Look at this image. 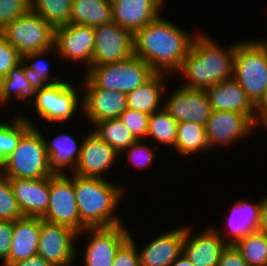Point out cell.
I'll use <instances>...</instances> for the list:
<instances>
[{
	"label": "cell",
	"mask_w": 267,
	"mask_h": 266,
	"mask_svg": "<svg viewBox=\"0 0 267 266\" xmlns=\"http://www.w3.org/2000/svg\"><path fill=\"white\" fill-rule=\"evenodd\" d=\"M40 234V217H22L13 221L11 250L2 266L37 255Z\"/></svg>",
	"instance_id": "23"
},
{
	"label": "cell",
	"mask_w": 267,
	"mask_h": 266,
	"mask_svg": "<svg viewBox=\"0 0 267 266\" xmlns=\"http://www.w3.org/2000/svg\"><path fill=\"white\" fill-rule=\"evenodd\" d=\"M73 187L81 232L85 228H107L123 224L120 216L113 214L124 191L120 186L109 183L105 178L73 174Z\"/></svg>",
	"instance_id": "3"
},
{
	"label": "cell",
	"mask_w": 267,
	"mask_h": 266,
	"mask_svg": "<svg viewBox=\"0 0 267 266\" xmlns=\"http://www.w3.org/2000/svg\"><path fill=\"white\" fill-rule=\"evenodd\" d=\"M51 50L53 51L54 47L49 50L31 52V53H28L22 56V61H25L27 59H28V62L30 59L37 60L33 64L30 63L31 65L24 64L25 76L29 80L31 86L34 88L35 91L41 90L47 85L57 84L62 81L58 79V77L49 76L50 75L49 73L50 71L48 67L49 65L43 60H41L42 59L41 56H44V54L46 55V53L48 52L50 53ZM37 58L38 59L40 58V59L38 60ZM52 78H53V81H52ZM47 81L49 82L47 83Z\"/></svg>",
	"instance_id": "35"
},
{
	"label": "cell",
	"mask_w": 267,
	"mask_h": 266,
	"mask_svg": "<svg viewBox=\"0 0 267 266\" xmlns=\"http://www.w3.org/2000/svg\"><path fill=\"white\" fill-rule=\"evenodd\" d=\"M165 101L163 108L177 123L195 122L207 125L212 108L206 90L179 87Z\"/></svg>",
	"instance_id": "13"
},
{
	"label": "cell",
	"mask_w": 267,
	"mask_h": 266,
	"mask_svg": "<svg viewBox=\"0 0 267 266\" xmlns=\"http://www.w3.org/2000/svg\"><path fill=\"white\" fill-rule=\"evenodd\" d=\"M212 110L236 111L247 115L256 124V105L233 79H227L206 89Z\"/></svg>",
	"instance_id": "21"
},
{
	"label": "cell",
	"mask_w": 267,
	"mask_h": 266,
	"mask_svg": "<svg viewBox=\"0 0 267 266\" xmlns=\"http://www.w3.org/2000/svg\"><path fill=\"white\" fill-rule=\"evenodd\" d=\"M261 124H262V125L264 126V128H266V130H267V119H265Z\"/></svg>",
	"instance_id": "49"
},
{
	"label": "cell",
	"mask_w": 267,
	"mask_h": 266,
	"mask_svg": "<svg viewBox=\"0 0 267 266\" xmlns=\"http://www.w3.org/2000/svg\"><path fill=\"white\" fill-rule=\"evenodd\" d=\"M185 228L163 232L139 251L141 266H170L182 254Z\"/></svg>",
	"instance_id": "22"
},
{
	"label": "cell",
	"mask_w": 267,
	"mask_h": 266,
	"mask_svg": "<svg viewBox=\"0 0 267 266\" xmlns=\"http://www.w3.org/2000/svg\"><path fill=\"white\" fill-rule=\"evenodd\" d=\"M265 119H267V88L263 97L256 104V125L262 123Z\"/></svg>",
	"instance_id": "45"
},
{
	"label": "cell",
	"mask_w": 267,
	"mask_h": 266,
	"mask_svg": "<svg viewBox=\"0 0 267 266\" xmlns=\"http://www.w3.org/2000/svg\"><path fill=\"white\" fill-rule=\"evenodd\" d=\"M94 125L96 128L93 133L113 147L119 155L136 141L120 118L106 119Z\"/></svg>",
	"instance_id": "29"
},
{
	"label": "cell",
	"mask_w": 267,
	"mask_h": 266,
	"mask_svg": "<svg viewBox=\"0 0 267 266\" xmlns=\"http://www.w3.org/2000/svg\"><path fill=\"white\" fill-rule=\"evenodd\" d=\"M232 78L256 105L267 88V41L237 43Z\"/></svg>",
	"instance_id": "5"
},
{
	"label": "cell",
	"mask_w": 267,
	"mask_h": 266,
	"mask_svg": "<svg viewBox=\"0 0 267 266\" xmlns=\"http://www.w3.org/2000/svg\"><path fill=\"white\" fill-rule=\"evenodd\" d=\"M84 96L80 99L83 115L91 123L119 116L128 108L127 94L121 91L106 90L97 86H83Z\"/></svg>",
	"instance_id": "16"
},
{
	"label": "cell",
	"mask_w": 267,
	"mask_h": 266,
	"mask_svg": "<svg viewBox=\"0 0 267 266\" xmlns=\"http://www.w3.org/2000/svg\"><path fill=\"white\" fill-rule=\"evenodd\" d=\"M2 86H3V79L0 78V105L2 103Z\"/></svg>",
	"instance_id": "48"
},
{
	"label": "cell",
	"mask_w": 267,
	"mask_h": 266,
	"mask_svg": "<svg viewBox=\"0 0 267 266\" xmlns=\"http://www.w3.org/2000/svg\"><path fill=\"white\" fill-rule=\"evenodd\" d=\"M12 117V124L0 123V164L16 149L21 137L34 126L24 115Z\"/></svg>",
	"instance_id": "32"
},
{
	"label": "cell",
	"mask_w": 267,
	"mask_h": 266,
	"mask_svg": "<svg viewBox=\"0 0 267 266\" xmlns=\"http://www.w3.org/2000/svg\"><path fill=\"white\" fill-rule=\"evenodd\" d=\"M13 235V222L0 220V260L3 264L7 261L11 250Z\"/></svg>",
	"instance_id": "42"
},
{
	"label": "cell",
	"mask_w": 267,
	"mask_h": 266,
	"mask_svg": "<svg viewBox=\"0 0 267 266\" xmlns=\"http://www.w3.org/2000/svg\"><path fill=\"white\" fill-rule=\"evenodd\" d=\"M22 217L9 178L0 173V220L13 222Z\"/></svg>",
	"instance_id": "36"
},
{
	"label": "cell",
	"mask_w": 267,
	"mask_h": 266,
	"mask_svg": "<svg viewBox=\"0 0 267 266\" xmlns=\"http://www.w3.org/2000/svg\"><path fill=\"white\" fill-rule=\"evenodd\" d=\"M191 236V228L185 227L182 253L194 266H217L222 251L230 241L221 237L215 228H209L198 236Z\"/></svg>",
	"instance_id": "18"
},
{
	"label": "cell",
	"mask_w": 267,
	"mask_h": 266,
	"mask_svg": "<svg viewBox=\"0 0 267 266\" xmlns=\"http://www.w3.org/2000/svg\"><path fill=\"white\" fill-rule=\"evenodd\" d=\"M91 66L124 61L134 55L133 34L115 22L94 27Z\"/></svg>",
	"instance_id": "10"
},
{
	"label": "cell",
	"mask_w": 267,
	"mask_h": 266,
	"mask_svg": "<svg viewBox=\"0 0 267 266\" xmlns=\"http://www.w3.org/2000/svg\"><path fill=\"white\" fill-rule=\"evenodd\" d=\"M77 235L80 236L69 227L40 218L37 254L54 266H72L77 256L74 248Z\"/></svg>",
	"instance_id": "11"
},
{
	"label": "cell",
	"mask_w": 267,
	"mask_h": 266,
	"mask_svg": "<svg viewBox=\"0 0 267 266\" xmlns=\"http://www.w3.org/2000/svg\"><path fill=\"white\" fill-rule=\"evenodd\" d=\"M256 124L247 116L236 111L212 110L206 125L209 147L231 145L251 133Z\"/></svg>",
	"instance_id": "15"
},
{
	"label": "cell",
	"mask_w": 267,
	"mask_h": 266,
	"mask_svg": "<svg viewBox=\"0 0 267 266\" xmlns=\"http://www.w3.org/2000/svg\"><path fill=\"white\" fill-rule=\"evenodd\" d=\"M262 204L263 199L258 203H251L243 199L234 204L228 218V225L233 236L230 245H235L244 236L258 231Z\"/></svg>",
	"instance_id": "24"
},
{
	"label": "cell",
	"mask_w": 267,
	"mask_h": 266,
	"mask_svg": "<svg viewBox=\"0 0 267 266\" xmlns=\"http://www.w3.org/2000/svg\"><path fill=\"white\" fill-rule=\"evenodd\" d=\"M50 200L45 215L41 218L81 233V220L77 208L73 178L65 174L49 176Z\"/></svg>",
	"instance_id": "8"
},
{
	"label": "cell",
	"mask_w": 267,
	"mask_h": 266,
	"mask_svg": "<svg viewBox=\"0 0 267 266\" xmlns=\"http://www.w3.org/2000/svg\"><path fill=\"white\" fill-rule=\"evenodd\" d=\"M175 150L182 155L190 156L196 152L210 150L206 136V126L195 122H180L177 126Z\"/></svg>",
	"instance_id": "28"
},
{
	"label": "cell",
	"mask_w": 267,
	"mask_h": 266,
	"mask_svg": "<svg viewBox=\"0 0 267 266\" xmlns=\"http://www.w3.org/2000/svg\"><path fill=\"white\" fill-rule=\"evenodd\" d=\"M94 42V27L70 23L54 28V50L65 59L81 60L91 67Z\"/></svg>",
	"instance_id": "12"
},
{
	"label": "cell",
	"mask_w": 267,
	"mask_h": 266,
	"mask_svg": "<svg viewBox=\"0 0 267 266\" xmlns=\"http://www.w3.org/2000/svg\"><path fill=\"white\" fill-rule=\"evenodd\" d=\"M236 46L237 42L228 50L223 49L206 35L197 34L178 71L188 78V83L182 87L206 90L212 85L232 78Z\"/></svg>",
	"instance_id": "2"
},
{
	"label": "cell",
	"mask_w": 267,
	"mask_h": 266,
	"mask_svg": "<svg viewBox=\"0 0 267 266\" xmlns=\"http://www.w3.org/2000/svg\"><path fill=\"white\" fill-rule=\"evenodd\" d=\"M72 0H30V10L53 28L70 24Z\"/></svg>",
	"instance_id": "31"
},
{
	"label": "cell",
	"mask_w": 267,
	"mask_h": 266,
	"mask_svg": "<svg viewBox=\"0 0 267 266\" xmlns=\"http://www.w3.org/2000/svg\"><path fill=\"white\" fill-rule=\"evenodd\" d=\"M217 266H249L234 245H227L222 251Z\"/></svg>",
	"instance_id": "43"
},
{
	"label": "cell",
	"mask_w": 267,
	"mask_h": 266,
	"mask_svg": "<svg viewBox=\"0 0 267 266\" xmlns=\"http://www.w3.org/2000/svg\"><path fill=\"white\" fill-rule=\"evenodd\" d=\"M112 266H141L139 250L137 249L131 234L118 249Z\"/></svg>",
	"instance_id": "40"
},
{
	"label": "cell",
	"mask_w": 267,
	"mask_h": 266,
	"mask_svg": "<svg viewBox=\"0 0 267 266\" xmlns=\"http://www.w3.org/2000/svg\"><path fill=\"white\" fill-rule=\"evenodd\" d=\"M164 75V73H154L146 82L127 93V107L148 115L161 110L163 106L159 104L161 94H164Z\"/></svg>",
	"instance_id": "26"
},
{
	"label": "cell",
	"mask_w": 267,
	"mask_h": 266,
	"mask_svg": "<svg viewBox=\"0 0 267 266\" xmlns=\"http://www.w3.org/2000/svg\"><path fill=\"white\" fill-rule=\"evenodd\" d=\"M24 63L25 62L22 61L17 66L13 67L3 78L2 104L4 106L6 102H11L10 98L12 96L17 97L21 101L23 100L24 103L28 100L27 97H30V103H32V98L35 100L36 91L25 76Z\"/></svg>",
	"instance_id": "30"
},
{
	"label": "cell",
	"mask_w": 267,
	"mask_h": 266,
	"mask_svg": "<svg viewBox=\"0 0 267 266\" xmlns=\"http://www.w3.org/2000/svg\"><path fill=\"white\" fill-rule=\"evenodd\" d=\"M164 0H111L112 22L133 35L160 15Z\"/></svg>",
	"instance_id": "19"
},
{
	"label": "cell",
	"mask_w": 267,
	"mask_h": 266,
	"mask_svg": "<svg viewBox=\"0 0 267 266\" xmlns=\"http://www.w3.org/2000/svg\"><path fill=\"white\" fill-rule=\"evenodd\" d=\"M22 62V55L0 34V78Z\"/></svg>",
	"instance_id": "39"
},
{
	"label": "cell",
	"mask_w": 267,
	"mask_h": 266,
	"mask_svg": "<svg viewBox=\"0 0 267 266\" xmlns=\"http://www.w3.org/2000/svg\"><path fill=\"white\" fill-rule=\"evenodd\" d=\"M0 173L9 179H39L52 176L44 135L32 126L16 149L0 164Z\"/></svg>",
	"instance_id": "4"
},
{
	"label": "cell",
	"mask_w": 267,
	"mask_h": 266,
	"mask_svg": "<svg viewBox=\"0 0 267 266\" xmlns=\"http://www.w3.org/2000/svg\"><path fill=\"white\" fill-rule=\"evenodd\" d=\"M9 181L22 215L42 218L50 200L49 177Z\"/></svg>",
	"instance_id": "20"
},
{
	"label": "cell",
	"mask_w": 267,
	"mask_h": 266,
	"mask_svg": "<svg viewBox=\"0 0 267 266\" xmlns=\"http://www.w3.org/2000/svg\"><path fill=\"white\" fill-rule=\"evenodd\" d=\"M92 237L84 254V266H112L120 246L130 237L124 224L107 228H85Z\"/></svg>",
	"instance_id": "14"
},
{
	"label": "cell",
	"mask_w": 267,
	"mask_h": 266,
	"mask_svg": "<svg viewBox=\"0 0 267 266\" xmlns=\"http://www.w3.org/2000/svg\"><path fill=\"white\" fill-rule=\"evenodd\" d=\"M30 10V0H0V31Z\"/></svg>",
	"instance_id": "38"
},
{
	"label": "cell",
	"mask_w": 267,
	"mask_h": 266,
	"mask_svg": "<svg viewBox=\"0 0 267 266\" xmlns=\"http://www.w3.org/2000/svg\"><path fill=\"white\" fill-rule=\"evenodd\" d=\"M149 117L147 113L136 111L134 109L127 108L119 118L130 130L136 140L142 141L147 136ZM143 137V138H141Z\"/></svg>",
	"instance_id": "37"
},
{
	"label": "cell",
	"mask_w": 267,
	"mask_h": 266,
	"mask_svg": "<svg viewBox=\"0 0 267 266\" xmlns=\"http://www.w3.org/2000/svg\"><path fill=\"white\" fill-rule=\"evenodd\" d=\"M195 37L160 15L134 35V55L155 73H178Z\"/></svg>",
	"instance_id": "1"
},
{
	"label": "cell",
	"mask_w": 267,
	"mask_h": 266,
	"mask_svg": "<svg viewBox=\"0 0 267 266\" xmlns=\"http://www.w3.org/2000/svg\"><path fill=\"white\" fill-rule=\"evenodd\" d=\"M258 231L267 236V196L263 198V204L261 207L260 224H259Z\"/></svg>",
	"instance_id": "46"
},
{
	"label": "cell",
	"mask_w": 267,
	"mask_h": 266,
	"mask_svg": "<svg viewBox=\"0 0 267 266\" xmlns=\"http://www.w3.org/2000/svg\"><path fill=\"white\" fill-rule=\"evenodd\" d=\"M170 266H194L190 260L182 253L178 258H176Z\"/></svg>",
	"instance_id": "47"
},
{
	"label": "cell",
	"mask_w": 267,
	"mask_h": 266,
	"mask_svg": "<svg viewBox=\"0 0 267 266\" xmlns=\"http://www.w3.org/2000/svg\"><path fill=\"white\" fill-rule=\"evenodd\" d=\"M75 89L70 83L61 81L37 90L32 102L34 110L48 123H63L71 119L80 105Z\"/></svg>",
	"instance_id": "9"
},
{
	"label": "cell",
	"mask_w": 267,
	"mask_h": 266,
	"mask_svg": "<svg viewBox=\"0 0 267 266\" xmlns=\"http://www.w3.org/2000/svg\"><path fill=\"white\" fill-rule=\"evenodd\" d=\"M0 34L22 56L54 47V28L31 10L7 24Z\"/></svg>",
	"instance_id": "7"
},
{
	"label": "cell",
	"mask_w": 267,
	"mask_h": 266,
	"mask_svg": "<svg viewBox=\"0 0 267 266\" xmlns=\"http://www.w3.org/2000/svg\"><path fill=\"white\" fill-rule=\"evenodd\" d=\"M44 138L45 149L49 158L52 174H64L60 169L67 166L74 173L81 155V143L78 146L75 139L68 134H60L48 143Z\"/></svg>",
	"instance_id": "25"
},
{
	"label": "cell",
	"mask_w": 267,
	"mask_h": 266,
	"mask_svg": "<svg viewBox=\"0 0 267 266\" xmlns=\"http://www.w3.org/2000/svg\"><path fill=\"white\" fill-rule=\"evenodd\" d=\"M81 143V155L74 174L103 179V174L116 162L119 153L91 132Z\"/></svg>",
	"instance_id": "17"
},
{
	"label": "cell",
	"mask_w": 267,
	"mask_h": 266,
	"mask_svg": "<svg viewBox=\"0 0 267 266\" xmlns=\"http://www.w3.org/2000/svg\"><path fill=\"white\" fill-rule=\"evenodd\" d=\"M141 140H136L129 148L124 152L128 153V160L135 165L137 168L147 167L152 162L155 150L148 147V145Z\"/></svg>",
	"instance_id": "41"
},
{
	"label": "cell",
	"mask_w": 267,
	"mask_h": 266,
	"mask_svg": "<svg viewBox=\"0 0 267 266\" xmlns=\"http://www.w3.org/2000/svg\"><path fill=\"white\" fill-rule=\"evenodd\" d=\"M86 67L88 71L82 86H97L126 94L135 90L155 73L149 64L135 55L121 62Z\"/></svg>",
	"instance_id": "6"
},
{
	"label": "cell",
	"mask_w": 267,
	"mask_h": 266,
	"mask_svg": "<svg viewBox=\"0 0 267 266\" xmlns=\"http://www.w3.org/2000/svg\"><path fill=\"white\" fill-rule=\"evenodd\" d=\"M249 266H267V236L259 231L244 236L234 245Z\"/></svg>",
	"instance_id": "33"
},
{
	"label": "cell",
	"mask_w": 267,
	"mask_h": 266,
	"mask_svg": "<svg viewBox=\"0 0 267 266\" xmlns=\"http://www.w3.org/2000/svg\"><path fill=\"white\" fill-rule=\"evenodd\" d=\"M111 0H72L70 23L97 27L112 22Z\"/></svg>",
	"instance_id": "27"
},
{
	"label": "cell",
	"mask_w": 267,
	"mask_h": 266,
	"mask_svg": "<svg viewBox=\"0 0 267 266\" xmlns=\"http://www.w3.org/2000/svg\"><path fill=\"white\" fill-rule=\"evenodd\" d=\"M177 126V121L162 108L150 115L147 137L151 136L156 142L174 147Z\"/></svg>",
	"instance_id": "34"
},
{
	"label": "cell",
	"mask_w": 267,
	"mask_h": 266,
	"mask_svg": "<svg viewBox=\"0 0 267 266\" xmlns=\"http://www.w3.org/2000/svg\"><path fill=\"white\" fill-rule=\"evenodd\" d=\"M11 266H54V265L46 261L43 257H40L37 254L27 259L17 261L13 263Z\"/></svg>",
	"instance_id": "44"
}]
</instances>
